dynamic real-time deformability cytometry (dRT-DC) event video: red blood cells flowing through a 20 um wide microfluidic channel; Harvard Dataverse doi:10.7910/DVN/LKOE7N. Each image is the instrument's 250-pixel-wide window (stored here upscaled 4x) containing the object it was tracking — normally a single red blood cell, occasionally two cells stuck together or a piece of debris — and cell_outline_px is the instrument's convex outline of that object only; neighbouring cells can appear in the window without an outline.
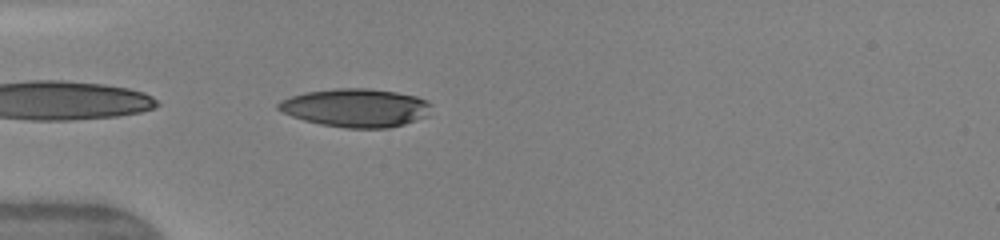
{"species": "human", "species_latin": "Homo sapiens", "temperature_condition": "warm", "stored_images_in_passage": 30, "camera_frame_rate_fps": 3000, "um_per_image_px": 0.085, "donor": {"sex": "female"}, "frame": {"image": 1, "passage_image": 1, "time_ms": 0.0, "image_size_px": [1000, 240], "cell_outline_px": [[432, 104], [428, 116], [404, 124], [388, 128], [344, 128], [320, 124], [304, 120], [280, 112], [276, 108], [276, 104], [280, 100], [304, 92], [336, 88], [368, 88], [396, 92], [416, 96], [428, 100]], "centroid_in_image_um": [30.24, 9.16], "position_along_channel_um": 54.8, "area_um2": 34.51}, "authors_computed_cell_mechanics": {"area_um2": 35.1713, "velocity_mm_per_s": 4.1921, "shape_relaxation_time_tau1_ms": 4.5399, "shape_relaxation_time_tau2_ms": 0.8165, "deformation_change_tau1": 0.2042, "deformation_change_tau2": 0.0625}}